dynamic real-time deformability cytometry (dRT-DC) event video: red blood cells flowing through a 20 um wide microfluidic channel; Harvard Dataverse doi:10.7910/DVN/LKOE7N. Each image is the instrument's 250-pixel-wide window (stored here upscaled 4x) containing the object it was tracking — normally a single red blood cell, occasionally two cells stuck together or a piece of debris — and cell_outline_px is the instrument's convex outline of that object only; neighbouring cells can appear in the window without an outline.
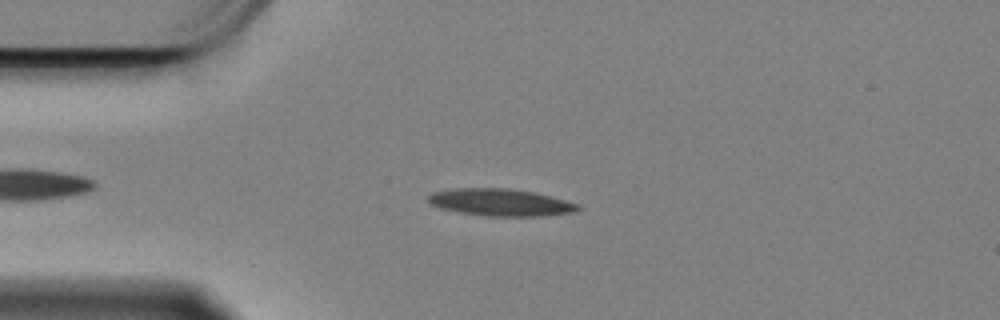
{"species": "Egyptian fruit bat (a non-hibernating species)", "species_latin": "Rousettus aegyptiacus", "temperature_condition": "cold", "stored_images_in_passage": 46, "camera_frame_rate_fps": 3000, "um_per_image_px": 0.085, "animal": {"sex": "female"}, "frame": {"image": 1, "passage_image": 1, "time_ms": 0.0, "image_size_px": [1000, 320], "cell_outline_px": [[584, 208], [576, 212], [540, 216], [488, 216], [460, 212], [440, 208], [432, 204], [428, 200], [428, 196], [432, 192], [456, 188], [508, 188], [536, 192], [580, 204]], "centroid_in_image_um": [42.61, 17.2], "position_along_channel_um": 42.4, "area_um2": 23.81}}
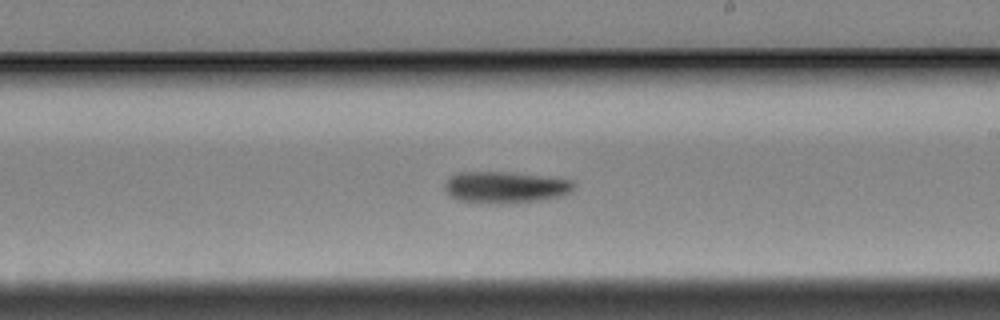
{"frame": {"image": 2, "passage_image": 21, "time_ms": 6.667, "image_size_px": [1000, 320], "cell_outline_px": [[572, 188], [568, 192], [560, 196], [536, 200], [456, 200], [444, 192], [444, 184], [452, 176], [460, 172], [504, 172], [572, 180]], "centroid_in_image_um": [42.88, 15.86], "position_along_channel_um": 246.1, "area_um2": 22.02}}
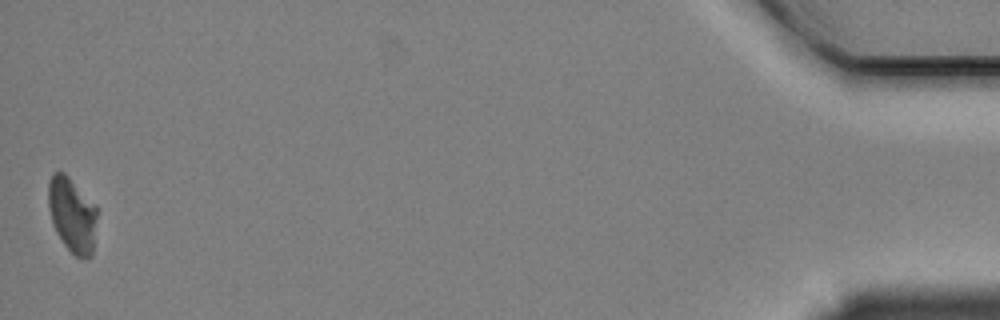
{"frame": {"image": 3, "passage_image": 46, "time_ms": 15.0, "image_size_px": [1000, 320], "cell_outline_px": [[96, 216], [92, 256], [76, 256], [64, 244], [56, 232], [52, 224], [48, 204], [48, 184], [52, 176], [56, 172], [64, 172], [96, 204]], "centroid_in_image_um": [6.12, 18.23], "position_along_channel_um": 429.1, "area_um2": 20.98}, "authors_computed_cell_mechanics": {"area_um2": 23.0622, "velocity_mm_per_s": 3.3267, "shape_relaxation_time_tau1_ms": 4.1759, "shape_relaxation_time_tau2_ms": null, "deformation_change_tau1": 0.1352, "deformation_change_tau2": null}}